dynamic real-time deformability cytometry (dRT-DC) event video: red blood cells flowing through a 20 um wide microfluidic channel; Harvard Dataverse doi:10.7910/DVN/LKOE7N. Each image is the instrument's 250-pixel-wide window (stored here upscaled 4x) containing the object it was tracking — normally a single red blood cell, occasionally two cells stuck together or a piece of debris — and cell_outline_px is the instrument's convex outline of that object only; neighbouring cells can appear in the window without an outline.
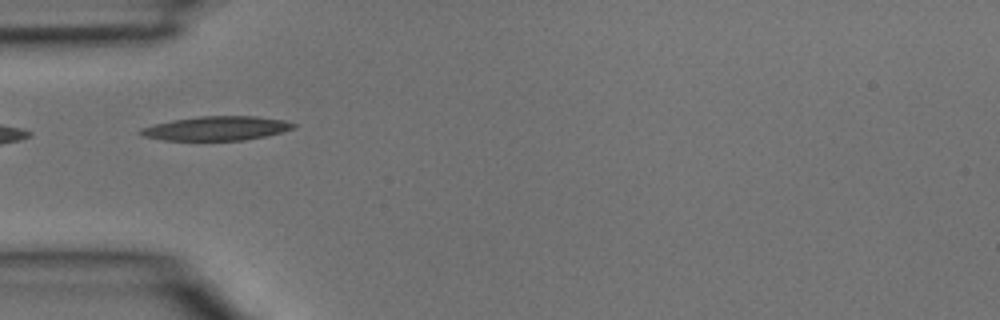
{"species": "common noctule bat (a hibernating species)", "species_latin": "Nyctalus noctula", "temperature_condition": "room temperature", "stored_images_in_passage": 5, "camera_frame_rate_fps": 3000, "um_per_image_px": 0.085, "animal": {"sex": "male", "body_mass_g": 15.6}, "frame": {"image": 1, "passage_image": 4, "time_ms": 1.0, "image_size_px": [1000, 320], "cell_outline_px": [[296, 128], [264, 136], [244, 140], [164, 140], [144, 136], [136, 132], [140, 128], [152, 124], [172, 120], [200, 116], [256, 116], [284, 120], [296, 124]], "centroid_in_image_um": [18.37, 10.9], "position_along_channel_um": 66.6, "area_um2": 21.5}}